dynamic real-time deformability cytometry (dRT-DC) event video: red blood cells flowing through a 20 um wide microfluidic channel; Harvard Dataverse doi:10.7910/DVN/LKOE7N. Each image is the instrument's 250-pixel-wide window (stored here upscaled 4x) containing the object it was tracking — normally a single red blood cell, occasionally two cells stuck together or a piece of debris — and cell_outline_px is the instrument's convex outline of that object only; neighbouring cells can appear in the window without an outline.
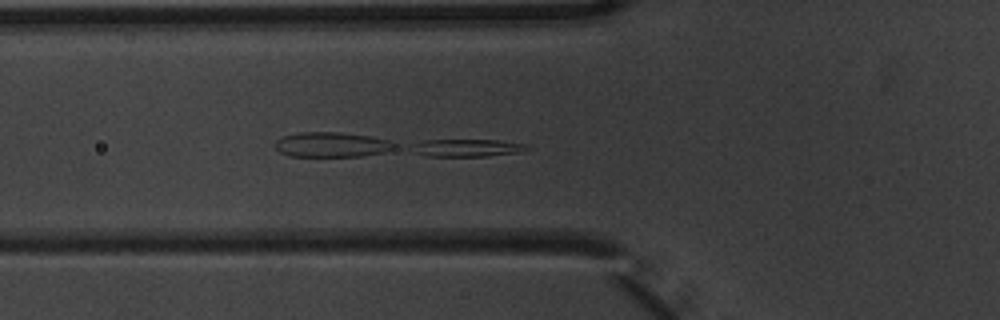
{"species": "common noctule bat (a hibernating species)", "species_latin": "Nyctalus noctula", "temperature_condition": "warm", "stored_images_in_passage": 6, "segment_of_instrument_passage": [2, 2], "camera_frame_rate_fps": 3000, "um_per_image_px": 0.085, "animal": {"sex": "male", "body_mass_g": 20.1, "forearm_length_mm": 53.5}, "frame": {"image": 1, "passage_image": 6, "time_ms": 1.667, "image_size_px": [1000, 320], "cell_outline_px": [[532, 148], [520, 152], [488, 156], [424, 156], [404, 148], [424, 140], [500, 140], [528, 144]], "centroid_in_image_um": [39.68, 12.57], "position_along_channel_um": 86.1, "area_um2": 12.08}}